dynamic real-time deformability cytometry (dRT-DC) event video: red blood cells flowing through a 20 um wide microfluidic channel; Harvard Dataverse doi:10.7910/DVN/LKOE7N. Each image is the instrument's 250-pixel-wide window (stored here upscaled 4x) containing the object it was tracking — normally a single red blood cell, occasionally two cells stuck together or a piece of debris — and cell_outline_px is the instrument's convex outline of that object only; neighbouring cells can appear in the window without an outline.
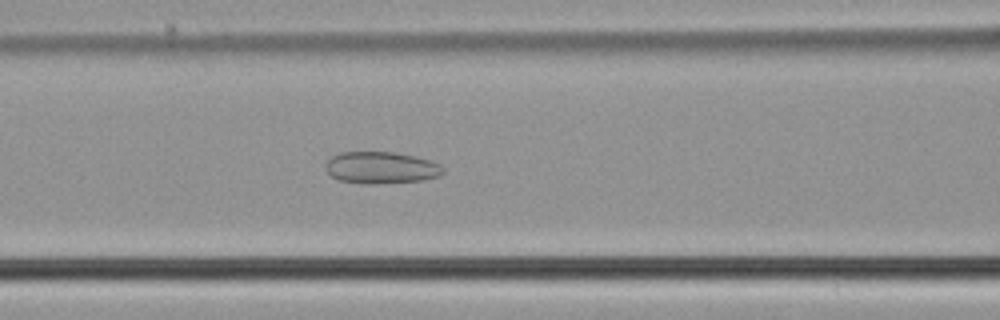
{"species": "common noctule bat (a hibernating species)", "species_latin": "Nyctalus noctula", "temperature_condition": "cold", "stored_images_in_passage": 55, "camera_frame_rate_fps": 3000, "um_per_image_px": 0.085, "animal": {"sex": "male", "body_mass_g": 21.5, "forearm_length_mm": 52.0}, "frame": {"image": 1, "passage_image": 24, "time_ms": 7.667, "image_size_px": [1000, 320], "cell_outline_px": [[444, 172], [440, 176], [420, 180], [372, 184], [368, 184], [340, 180], [332, 176], [328, 172], [328, 160], [332, 156], [340, 152], [396, 152], [416, 156], [440, 164], [444, 168]], "centroid_in_image_um": [32.44, 14.24], "position_along_channel_um": 134.2, "area_um2": 21.56}}
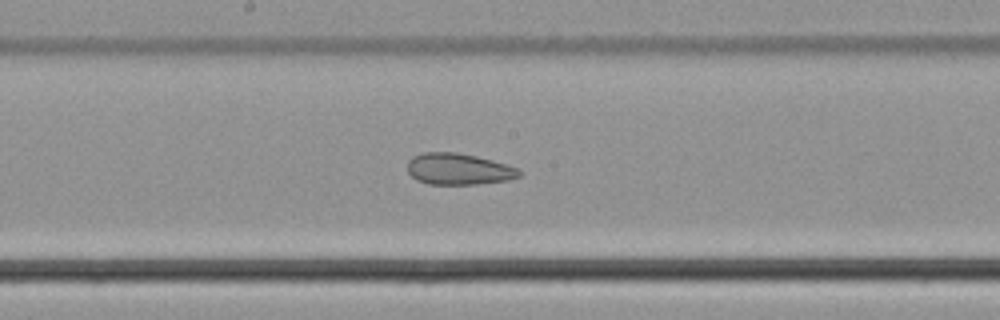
{"frame": {"image": 2, "passage_image": 30, "time_ms": 9.667, "image_size_px": [1000, 320], "cell_outline_px": [[520, 176], [508, 180], [476, 184], [428, 184], [416, 180], [408, 172], [408, 160], [412, 156], [424, 152], [456, 152], [476, 156], [492, 160], [516, 168], [520, 172]], "centroid_in_image_um": [38.93, 14.37], "position_along_channel_um": 209.3, "area_um2": 20.35}}
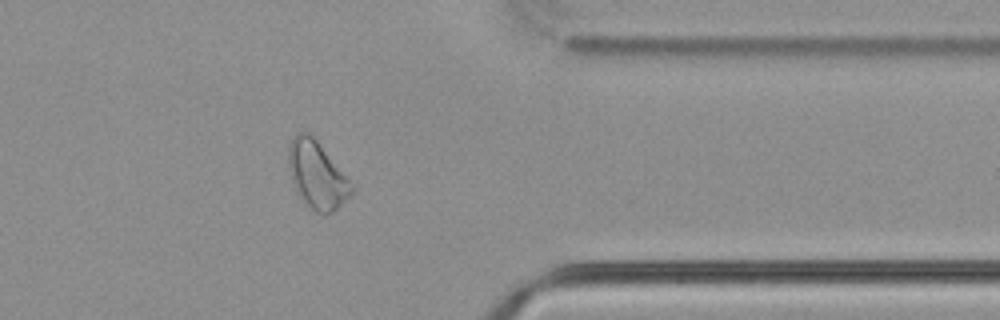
{"frame": {"image": 3, "passage_image": 45, "time_ms": 14.667, "image_size_px": [1000, 320], "cell_outline_px": [[356, 188], [332, 212], [324, 216], [316, 212], [300, 200], [292, 184], [288, 164], [288, 144], [292, 136], [300, 132], [308, 132], [316, 140]], "centroid_in_image_um": [26.89, 14.88], "position_along_channel_um": 384.5, "area_um2": 24.68}}